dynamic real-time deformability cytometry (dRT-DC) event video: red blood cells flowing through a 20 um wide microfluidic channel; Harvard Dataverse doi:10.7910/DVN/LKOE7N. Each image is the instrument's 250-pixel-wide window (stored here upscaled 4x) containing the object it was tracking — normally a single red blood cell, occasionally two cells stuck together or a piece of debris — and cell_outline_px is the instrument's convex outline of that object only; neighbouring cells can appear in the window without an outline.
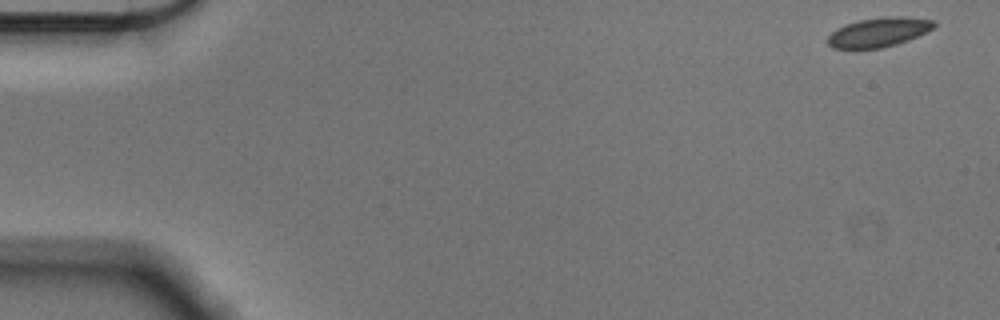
{"species": "Egyptian fruit bat (a non-hibernating species)", "species_latin": "Rousettus aegyptiacus", "temperature_condition": "cold", "stored_images_in_passage": 55, "camera_frame_rate_fps": 3000, "um_per_image_px": 0.085, "animal": {"sex": "male"}, "frame": {"image": 1, "passage_image": 1, "time_ms": 0.0, "image_size_px": [1000, 320], "cell_outline_px": [[936, 24], [932, 28], [908, 40], [896, 44], [880, 48], [832, 48], [828, 44], [828, 36], [836, 28], [860, 20], [884, 16], [904, 16], [936, 20]], "centroid_in_image_um": [74.7, 2.72], "position_along_channel_um": 10.3, "area_um2": 17.98}}
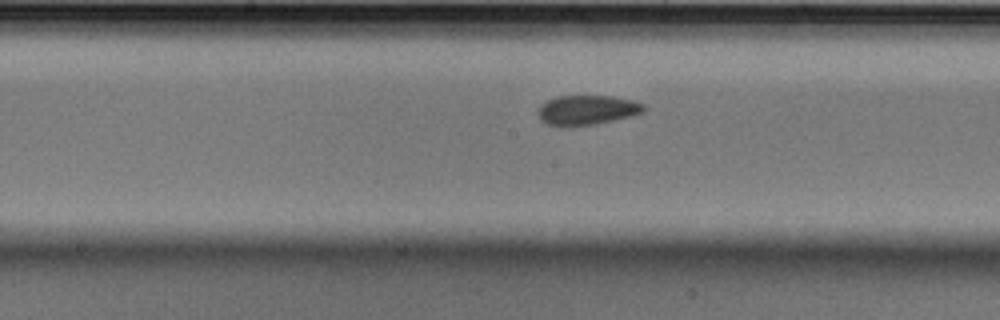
{"frame": {"image": 2, "passage_image": 28, "time_ms": 9.0, "image_size_px": [1000, 320], "cell_outline_px": [[648, 108], [644, 112], [596, 124], [568, 128], [548, 124], [540, 120], [536, 112], [540, 104], [556, 96], [612, 96], [632, 100], [644, 104]], "centroid_in_image_um": [49.85, 9.36], "position_along_channel_um": 198.3, "area_um2": 18.61}}
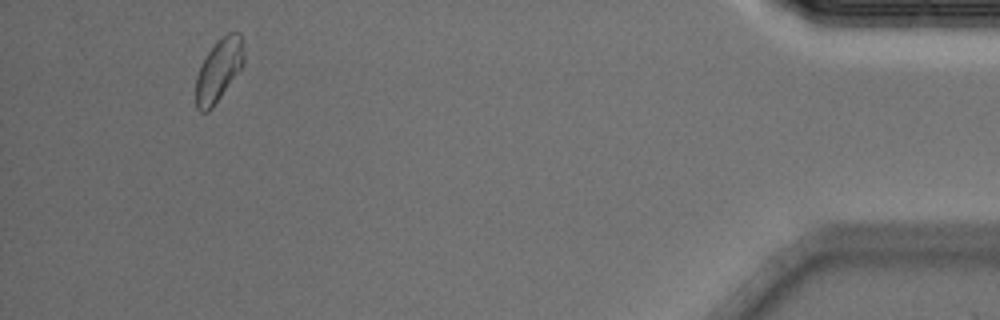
{"frame": {"image": 3, "passage_image": 52, "time_ms": 17.0, "image_size_px": [1000, 320], "cell_outline_px": [[244, 64], [212, 108], [208, 112], [200, 112], [196, 108], [196, 76], [208, 52], [228, 32], [240, 32], [244, 56]], "centroid_in_image_um": [18.59, 6.0], "position_along_channel_um": 416.6, "area_um2": 17.05}, "authors_computed_cell_mechanics": {"area_um2": 18.2648, "velocity_mm_per_s": 3.5546, "shape_relaxation_time_tau1_ms": 5.0395, "shape_relaxation_time_tau2_ms": 2.6962, "deformation_change_tau1": 0.0669, "deformation_change_tau2": 0.0524}}